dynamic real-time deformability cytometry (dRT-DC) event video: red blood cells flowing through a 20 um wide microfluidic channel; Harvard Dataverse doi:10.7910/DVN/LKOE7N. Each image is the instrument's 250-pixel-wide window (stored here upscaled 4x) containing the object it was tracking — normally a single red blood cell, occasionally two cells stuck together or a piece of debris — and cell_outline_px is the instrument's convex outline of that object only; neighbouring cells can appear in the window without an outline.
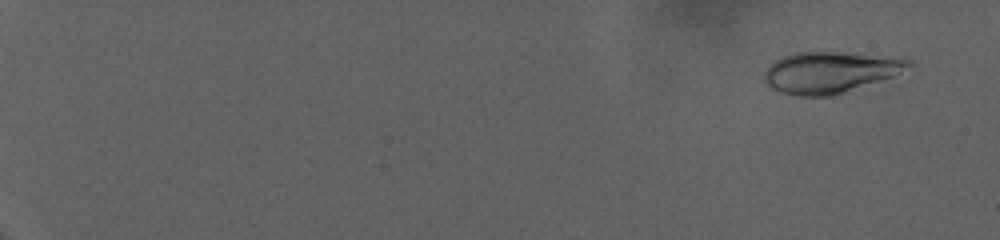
{"species": "human", "species_latin": "Homo sapiens", "temperature_condition": "warm", "stored_images_in_passage": 78, "camera_frame_rate_fps": 3000, "um_per_image_px": 0.085, "donor": {"sex": "female"}, "frame": {"image": 1, "passage_image": 3, "time_ms": 0.667, "image_size_px": [1000, 240], "cell_outline_px": [[912, 64], [900, 72], [892, 76], [832, 96], [796, 96], [772, 88], [764, 84], [764, 72], [776, 60], [784, 56], [796, 52], [840, 52], [904, 56], [912, 60]], "centroid_in_image_um": [70.6, 6.12], "position_along_channel_um": 14.4, "area_um2": 34.74}}
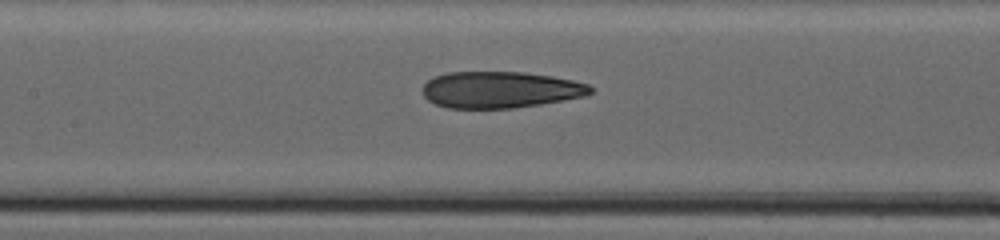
{"frame": {"image": 2, "passage_image": 43, "time_ms": 14.0, "image_size_px": [1000, 240], "cell_outline_px": [[592, 92], [584, 96], [540, 104], [512, 108], [448, 108], [436, 104], [428, 100], [424, 96], [424, 84], [432, 76], [448, 72], [524, 72], [552, 76], [572, 80], [588, 84], [592, 88]], "centroid_in_image_um": [42.5, 7.62], "position_along_channel_um": 164.9, "area_um2": 35.6}}
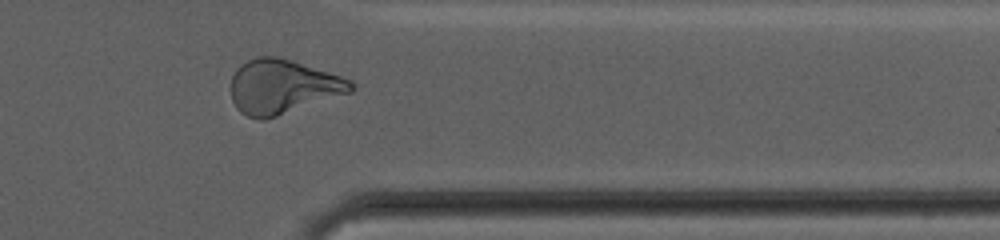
{"frame": {"image": 3, "passage_image": 67, "time_ms": 22.0, "image_size_px": [1000, 240], "cell_outline_px": [[356, 88], [352, 92], [264, 120], [260, 120], [248, 116], [240, 112], [236, 108], [232, 100], [232, 76], [236, 68], [248, 60], [256, 56], [280, 56], [352, 80]], "centroid_in_image_um": [24.03, 7.36], "position_along_channel_um": 387.4, "area_um2": 37.97}, "authors_computed_cell_mechanics": {"area_um2": 35.6337, "velocity_mm_per_s": 2.7991, "shape_relaxation_time_tau1_ms": null, "shape_relaxation_time_tau2_ms": 3.0888, "deformation_change_tau1": null, "deformation_change_tau2": 0.0943}}